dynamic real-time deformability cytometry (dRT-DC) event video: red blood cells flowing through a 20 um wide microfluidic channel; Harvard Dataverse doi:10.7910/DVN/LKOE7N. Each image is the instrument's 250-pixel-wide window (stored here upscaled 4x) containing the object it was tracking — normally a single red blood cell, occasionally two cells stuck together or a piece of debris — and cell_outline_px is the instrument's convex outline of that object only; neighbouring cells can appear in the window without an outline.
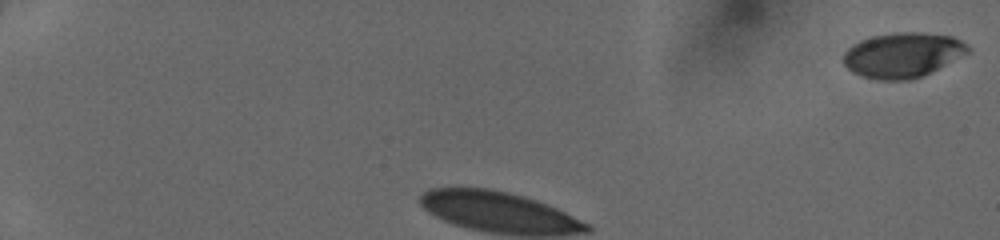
{"species": "human", "species_latin": "Homo sapiens", "temperature_condition": "cold", "stored_images_in_passage": 32, "camera_frame_rate_fps": 3000, "um_per_image_px": 0.085, "donor": {"sex": "female"}, "frame": {"image": 1, "passage_image": 1, "time_ms": 0.0, "image_size_px": [1000, 240], "cell_outline_px": [[972, 48], [968, 52], [920, 76], [908, 80], [880, 80], [864, 76], [852, 72], [844, 64], [844, 52], [852, 44], [860, 40], [872, 36], [896, 32], [920, 32], [952, 36], [968, 44]], "centroid_in_image_um": [76.7, 4.65], "position_along_channel_um": 8.3, "area_um2": 32.19}}
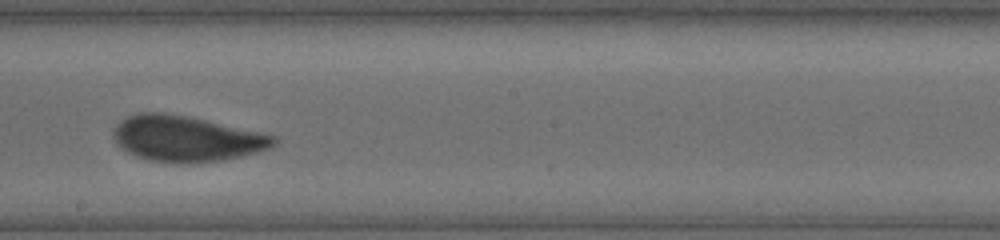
{"frame": {"image": 2, "passage_image": 19, "time_ms": 6.0, "image_size_px": [1000, 240], "cell_outline_px": [[276, 144], [272, 148], [244, 156], [224, 160], [188, 164], [176, 164], [152, 160], [136, 156], [120, 148], [116, 144], [112, 136], [112, 132], [116, 124], [128, 116], [140, 112], [164, 112], [188, 116], [260, 132], [276, 136]], "centroid_in_image_um": [15.83, 11.8], "position_along_channel_um": 232.4, "area_um2": 43.18}}
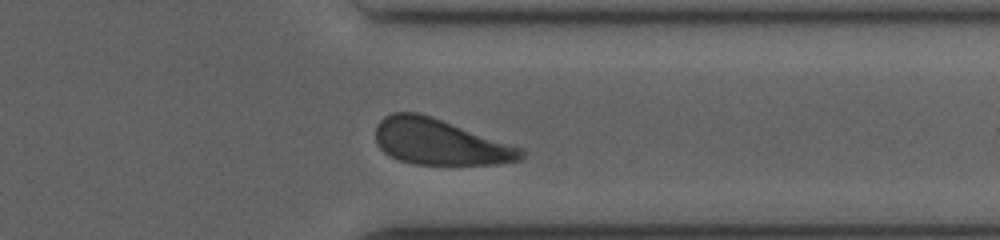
{"frame": {"image": 3, "passage_image": 29, "time_ms": 9.333, "image_size_px": [1000, 240], "cell_outline_px": [[524, 156], [520, 160], [496, 164], [412, 164], [400, 160], [384, 152], [376, 144], [376, 124], [384, 116], [392, 112], [416, 112], [432, 116], [524, 148]], "centroid_in_image_um": [37.39, 12.06], "position_along_channel_um": 374.0, "area_um2": 38.96}}